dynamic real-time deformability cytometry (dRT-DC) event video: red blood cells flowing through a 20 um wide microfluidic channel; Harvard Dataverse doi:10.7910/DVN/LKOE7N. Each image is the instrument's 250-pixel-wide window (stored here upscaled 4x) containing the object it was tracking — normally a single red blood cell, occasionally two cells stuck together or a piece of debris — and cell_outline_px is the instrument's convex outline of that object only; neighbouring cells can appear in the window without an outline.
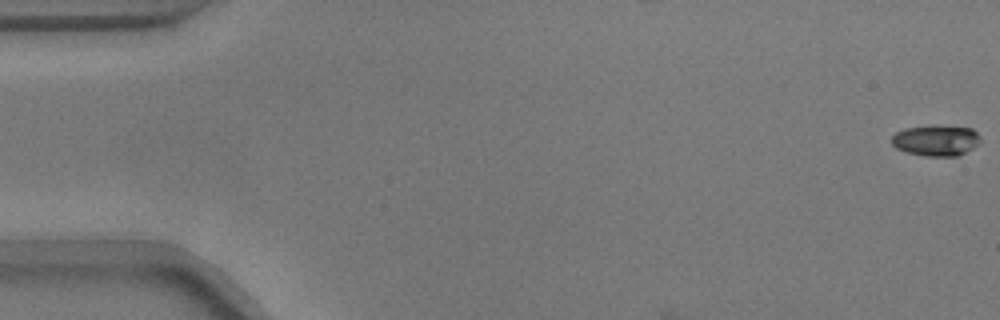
{"species": "common noctule bat (a hibernating species)", "species_latin": "Nyctalus noctula", "temperature_condition": "warm", "stored_images_in_passage": 7, "camera_frame_rate_fps": 3000, "um_per_image_px": 0.085, "animal": {"sex": "male", "body_mass_g": 17.9}, "frame": {"image": 1, "passage_image": 1, "time_ms": 0.0, "image_size_px": [1000, 320], "cell_outline_px": [[980, 140], [972, 148], [956, 156], [924, 156], [908, 152], [896, 148], [892, 144], [892, 136], [896, 132], [904, 128], [932, 124], [972, 128], [980, 136]], "centroid_in_image_um": [79.54, 11.91], "position_along_channel_um": 5.5, "area_um2": 16.07}}